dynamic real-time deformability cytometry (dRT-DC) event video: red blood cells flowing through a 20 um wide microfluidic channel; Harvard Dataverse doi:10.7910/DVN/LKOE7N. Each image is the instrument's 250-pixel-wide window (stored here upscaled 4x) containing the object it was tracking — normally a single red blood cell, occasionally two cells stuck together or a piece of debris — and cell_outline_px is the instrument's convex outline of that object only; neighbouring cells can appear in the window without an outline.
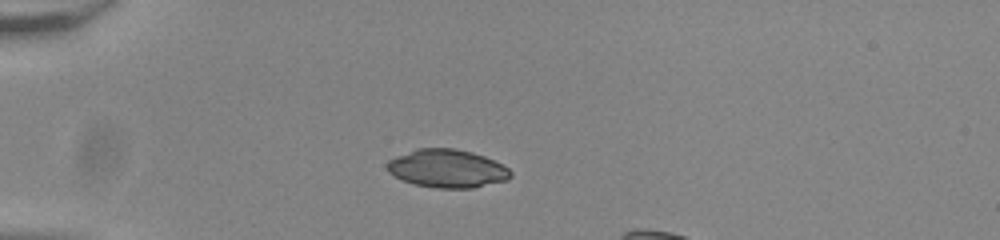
{"species": "common noctule bat (a hibernating species)", "species_latin": "Nyctalus noctula", "temperature_condition": "room temperature", "stored_images_in_passage": 8, "camera_frame_rate_fps": 3000, "um_per_image_px": 0.085, "animal": {"sex": "male", "body_mass_g": 20.0, "forearm_length_mm": 53.3}, "frame": {"image": 1, "passage_image": 1, "time_ms": 0.0, "image_size_px": [1000, 240], "cell_outline_px": [[512, 176], [508, 180], [472, 188], [436, 188], [412, 184], [400, 180], [388, 172], [384, 164], [388, 160], [396, 156], [416, 148], [456, 148], [472, 152], [484, 156], [508, 168], [512, 172]], "centroid_in_image_um": [37.96, 14.33], "position_along_channel_um": 47.0, "area_um2": 27.8}}